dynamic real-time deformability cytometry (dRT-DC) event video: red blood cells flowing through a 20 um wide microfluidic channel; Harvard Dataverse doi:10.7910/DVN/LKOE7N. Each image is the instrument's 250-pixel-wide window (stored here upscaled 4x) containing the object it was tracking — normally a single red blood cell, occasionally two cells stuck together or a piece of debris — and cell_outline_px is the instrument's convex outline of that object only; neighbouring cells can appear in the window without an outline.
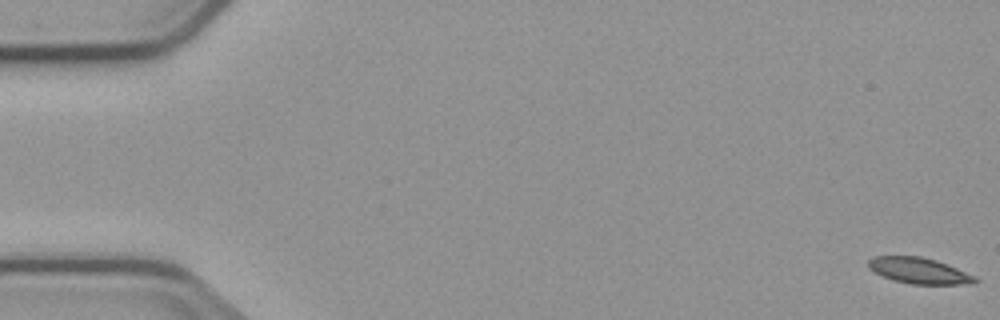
{"species": "common noctule bat (a hibernating species)", "species_latin": "Nyctalus noctula", "temperature_condition": "cold", "stored_images_in_passage": 9, "camera_frame_rate_fps": 3000, "um_per_image_px": 0.085, "animal": {"sex": "male", "body_mass_g": 23.1, "forearm_length_mm": 52.7}, "frame": {"image": 1, "passage_image": 1, "time_ms": 0.0, "image_size_px": [1000, 320], "cell_outline_px": [[980, 280], [976, 284], [912, 284], [892, 280], [868, 268], [868, 260], [872, 256], [920, 256], [936, 260], [976, 276]], "centroid_in_image_um": [78.15, 23.01], "position_along_channel_um": 6.9, "area_um2": 16.18}}
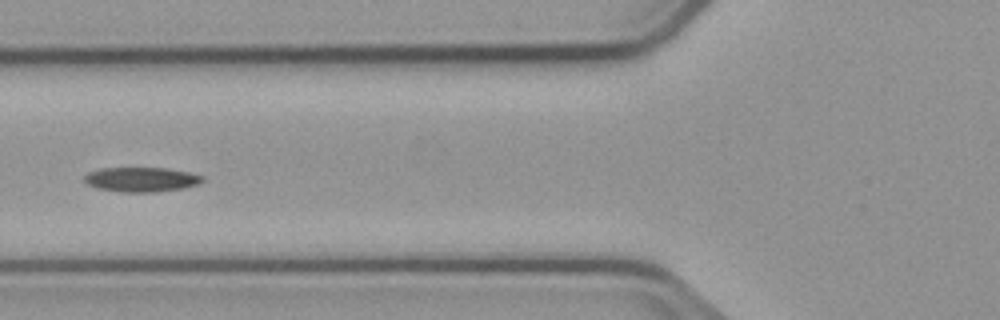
{"frame": {"image": 2, "passage_image": 6, "time_ms": 7.0, "image_size_px": [1000, 320], "cell_outline_px": [[204, 180], [200, 184], [184, 188], [156, 192], [120, 192], [96, 188], [88, 184], [84, 180], [84, 176], [88, 172], [100, 168], [168, 168], [188, 172], [204, 176]], "centroid_in_image_um": [12.03, 15.26], "position_along_channel_um": 113.8, "area_um2": 17.11}}
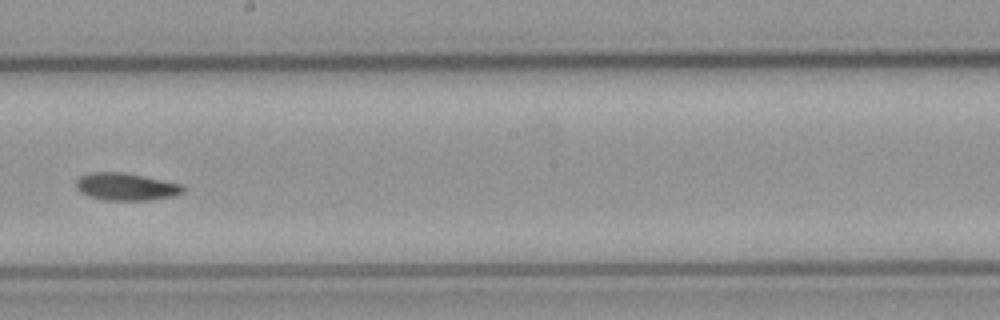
{"frame": {"image": 3, "passage_image": 9, "time_ms": 10.333, "image_size_px": [1000, 320], "cell_outline_px": [[184, 192], [172, 196], [148, 200], [104, 200], [88, 196], [80, 192], [76, 188], [76, 180], [80, 176], [88, 172], [124, 172], [184, 184]], "centroid_in_image_um": [10.7, 15.86], "position_along_channel_um": 237.5, "area_um2": 17.22}}